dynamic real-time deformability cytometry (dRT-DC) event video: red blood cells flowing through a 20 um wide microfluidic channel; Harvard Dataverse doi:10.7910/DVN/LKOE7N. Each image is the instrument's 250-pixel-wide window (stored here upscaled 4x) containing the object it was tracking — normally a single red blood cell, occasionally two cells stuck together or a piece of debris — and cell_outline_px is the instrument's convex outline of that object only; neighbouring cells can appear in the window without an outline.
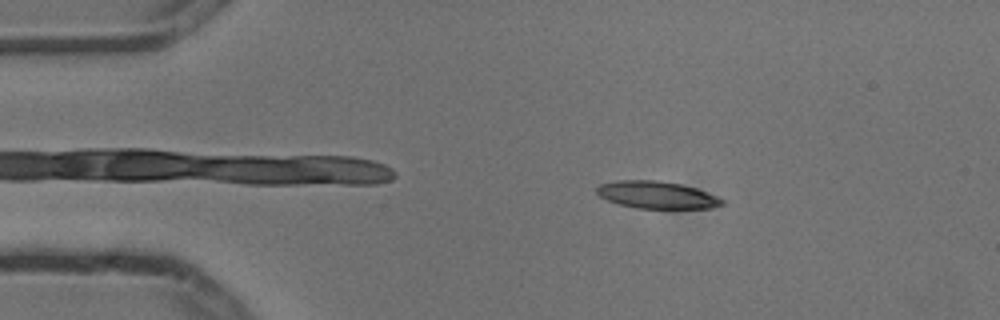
{"species": "common noctule bat (a hibernating species)", "species_latin": "Nyctalus noctula", "temperature_condition": "cold", "stored_images_in_passage": 3, "camera_frame_rate_fps": 3000, "um_per_image_px": 0.085, "animal": {"sex": "male", "body_mass_g": 13.3}, "frame": {"image": 1, "passage_image": 2, "time_ms": 0.333, "image_size_px": [1000, 320], "cell_outline_px": [[728, 200], [724, 204], [712, 208], [636, 208], [620, 204], [608, 200], [600, 196], [596, 192], [596, 188], [600, 184], [616, 180], [656, 180], [680, 184], [696, 188]], "centroid_in_image_um": [55.87, 16.56], "position_along_channel_um": 29.1, "area_um2": 19.94}}